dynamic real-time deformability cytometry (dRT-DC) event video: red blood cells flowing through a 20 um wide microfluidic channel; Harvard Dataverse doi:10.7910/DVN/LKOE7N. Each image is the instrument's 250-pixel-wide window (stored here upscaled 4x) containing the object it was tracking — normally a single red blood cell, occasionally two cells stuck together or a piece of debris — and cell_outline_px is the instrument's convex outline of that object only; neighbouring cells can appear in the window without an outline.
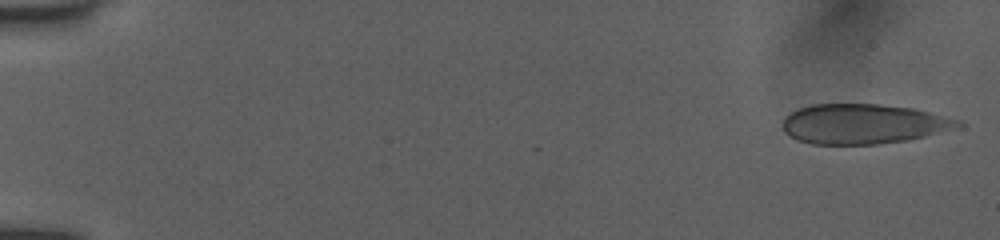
{"species": "human", "species_latin": "Homo sapiens", "temperature_condition": "room temperature", "stored_images_in_passage": 28, "camera_frame_rate_fps": 3000, "um_per_image_px": 0.085, "donor": {"sex": "female"}, "frame": {"image": 1, "passage_image": 1, "time_ms": 0.0, "image_size_px": [1000, 240], "cell_outline_px": [[964, 124], [924, 136], [908, 140], [876, 144], [812, 144], [796, 140], [784, 132], [784, 120], [792, 112], [800, 108], [812, 104], [880, 104], [912, 108], [964, 120]], "centroid_in_image_um": [73.38, 10.53], "position_along_channel_um": 11.6, "area_um2": 40.46}}
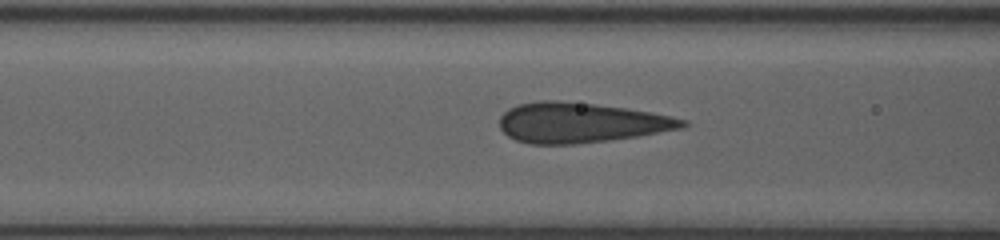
{"frame": {"image": 2, "passage_image": 21, "time_ms": 6.667, "image_size_px": [1000, 240], "cell_outline_px": [[688, 124], [684, 128], [636, 136], [608, 140], [576, 144], [528, 144], [516, 140], [508, 136], [500, 128], [500, 116], [508, 108], [520, 104], [536, 100], [560, 100], [596, 104], [624, 108], [672, 116], [688, 120]], "centroid_in_image_um": [49.34, 10.42], "position_along_channel_um": 117.3, "area_um2": 42.77}}
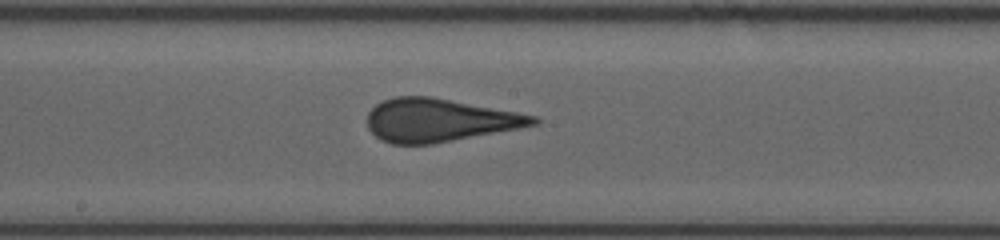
{"frame": {"image": 3, "passage_image": 28, "time_ms": 9.0, "image_size_px": [1000, 240], "cell_outline_px": [[540, 124], [432, 144], [392, 144], [380, 140], [368, 128], [368, 112], [376, 104], [384, 100], [396, 96], [432, 96], [516, 112], [536, 116], [540, 120]], "centroid_in_image_um": [37.32, 10.21], "position_along_channel_um": 210.9, "area_um2": 41.5}}